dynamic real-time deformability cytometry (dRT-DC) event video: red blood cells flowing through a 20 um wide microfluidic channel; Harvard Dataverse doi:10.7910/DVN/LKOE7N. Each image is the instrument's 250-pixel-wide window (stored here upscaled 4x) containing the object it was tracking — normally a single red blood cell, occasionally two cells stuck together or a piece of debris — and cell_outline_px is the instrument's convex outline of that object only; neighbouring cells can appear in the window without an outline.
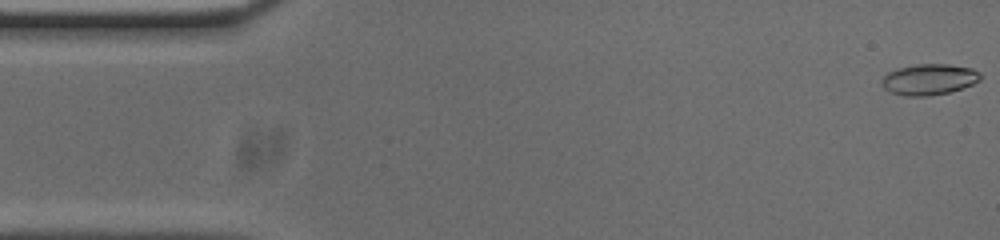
{"species": "common noctule bat (a hibernating species)", "species_latin": "Nyctalus noctula", "temperature_condition": "cold", "stored_images_in_passage": 53, "camera_frame_rate_fps": 3000, "um_per_image_px": 0.085, "animal": {"sex": "male", "body_mass_g": 20.0, "forearm_length_mm": 53.3}, "frame": {"image": 1, "passage_image": 1, "time_ms": 0.0, "image_size_px": [1000, 240], "cell_outline_px": [[984, 76], [980, 80], [972, 84], [948, 92], [928, 96], [904, 96], [892, 92], [884, 88], [880, 80], [888, 72], [896, 68], [916, 64], [948, 64], [972, 68], [980, 72]], "centroid_in_image_um": [78.97, 6.74], "position_along_channel_um": 6.0, "area_um2": 17.86}}
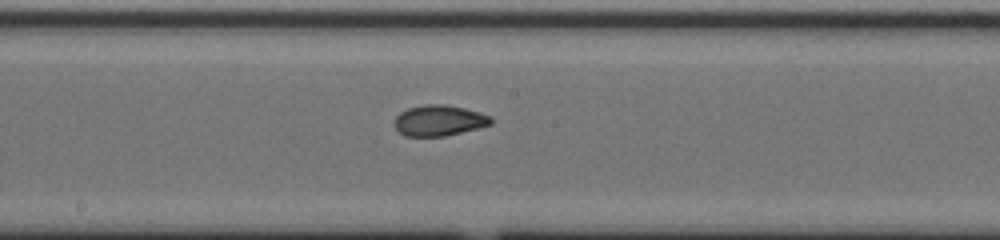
{"frame": {"image": 2, "passage_image": 27, "time_ms": 8.667, "image_size_px": [1000, 240], "cell_outline_px": [[492, 124], [444, 136], [404, 136], [396, 132], [392, 124], [392, 120], [400, 112], [408, 108], [424, 104], [444, 104], [464, 108], [480, 112], [492, 116]], "centroid_in_image_um": [37.25, 10.24], "position_along_channel_um": 211.0, "area_um2": 17.57}}
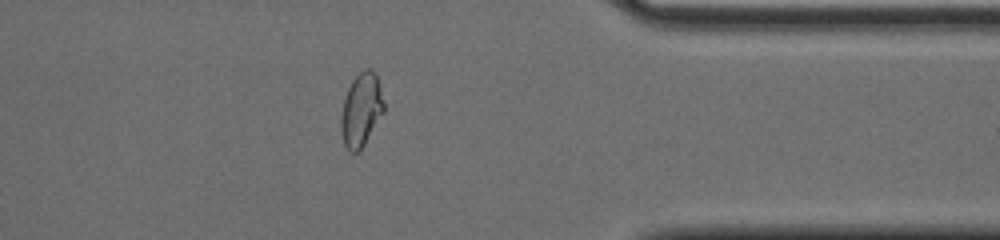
{"frame": {"image": 3, "passage_image": 42, "time_ms": 13.667, "image_size_px": [1000, 240], "cell_outline_px": [[384, 112], [364, 144], [356, 152], [352, 152], [344, 144], [340, 128], [340, 120], [344, 100], [348, 88], [352, 80], [364, 68], [372, 68], [376, 72], [384, 104]], "centroid_in_image_um": [30.71, 9.29], "position_along_channel_um": 380.7, "area_um2": 18.15}, "authors_computed_cell_mechanics": {"area_um2": 17.5712, "velocity_mm_per_s": 3.7667, "shape_relaxation_time_tau1_ms": 7.422, "shape_relaxation_time_tau2_ms": 1.2679, "deformation_change_tau1": 0.2176, "deformation_change_tau2": 0.0584}}